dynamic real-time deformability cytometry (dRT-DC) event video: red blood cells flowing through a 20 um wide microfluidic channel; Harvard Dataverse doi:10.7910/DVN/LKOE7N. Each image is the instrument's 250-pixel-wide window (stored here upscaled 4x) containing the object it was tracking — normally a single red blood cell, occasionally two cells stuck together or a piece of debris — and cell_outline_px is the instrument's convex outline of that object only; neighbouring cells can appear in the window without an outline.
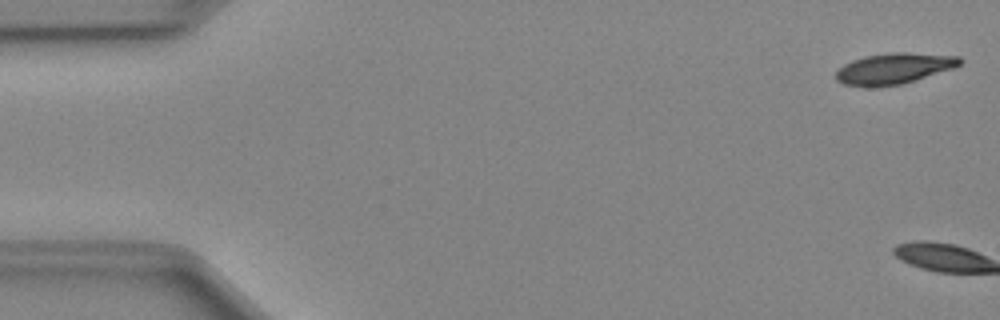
{"species": "Egyptian fruit bat (a non-hibernating species)", "species_latin": "Rousettus aegyptiacus", "temperature_condition": "cold", "stored_images_in_passage": 3, "camera_frame_rate_fps": 3000, "um_per_image_px": 0.085, "animal": {"sex": "female"}, "frame": {"image": 1, "passage_image": 1, "time_ms": 0.0, "image_size_px": [1000, 320], "cell_outline_px": [[964, 60], [960, 64], [952, 68], [904, 84], [868, 88], [844, 84], [836, 80], [836, 72], [844, 64], [852, 60], [864, 56], [892, 52], [904, 52], [960, 56]], "centroid_in_image_um": [75.97, 5.83], "position_along_channel_um": 9.0, "area_um2": 22.48}}